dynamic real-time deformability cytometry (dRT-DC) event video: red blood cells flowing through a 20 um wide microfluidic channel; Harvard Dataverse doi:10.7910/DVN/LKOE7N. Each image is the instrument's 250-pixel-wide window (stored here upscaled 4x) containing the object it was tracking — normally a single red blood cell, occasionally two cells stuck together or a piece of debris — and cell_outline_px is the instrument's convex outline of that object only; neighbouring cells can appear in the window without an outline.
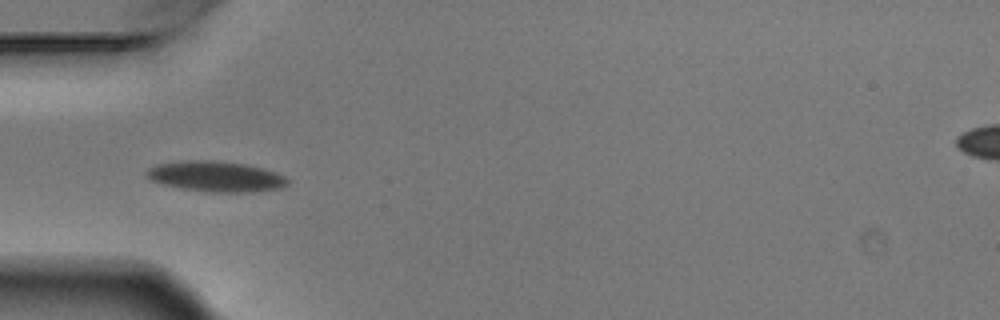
{"species": "Egyptian fruit bat (a non-hibernating species)", "species_latin": "Rousettus aegyptiacus", "temperature_condition": "warm", "stored_images_in_passage": 7, "camera_frame_rate_fps": 3000, "um_per_image_px": 0.085, "animal": {"sex": "male"}, "frame": {"image": 1, "passage_image": 6, "time_ms": 1.667, "image_size_px": [1000, 320], "cell_outline_px": [[292, 180], [288, 184], [280, 188], [252, 192], [212, 192], [180, 188], [164, 184], [152, 180], [144, 172], [148, 168], [156, 164], [184, 160], [212, 160], [244, 164], [276, 172]], "centroid_in_image_um": [18.36, 15.0], "position_along_channel_um": 66.6, "area_um2": 25.03}}
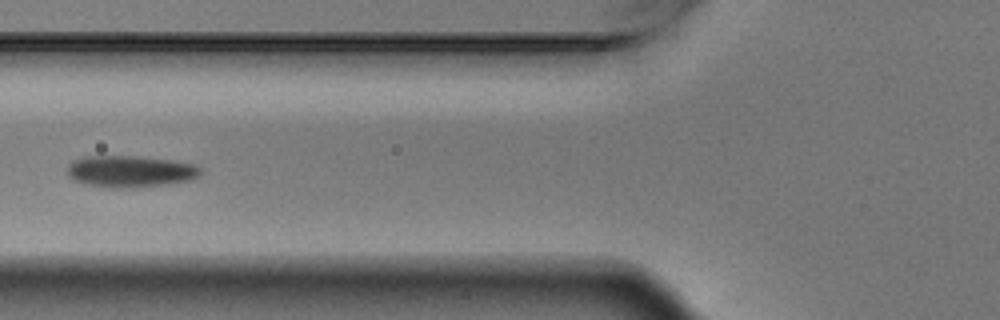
{"frame": {"image": 2, "passage_image": 7, "time_ms": 2.0, "image_size_px": [1000, 320], "cell_outline_px": [[204, 172], [200, 176], [192, 180], [168, 184], [128, 188], [84, 184], [72, 180], [68, 176], [68, 164], [72, 160], [84, 156], [136, 156], [168, 160], [192, 164], [200, 168]], "centroid_in_image_um": [11.07, 14.56], "position_along_channel_um": 114.7, "area_um2": 24.57}}